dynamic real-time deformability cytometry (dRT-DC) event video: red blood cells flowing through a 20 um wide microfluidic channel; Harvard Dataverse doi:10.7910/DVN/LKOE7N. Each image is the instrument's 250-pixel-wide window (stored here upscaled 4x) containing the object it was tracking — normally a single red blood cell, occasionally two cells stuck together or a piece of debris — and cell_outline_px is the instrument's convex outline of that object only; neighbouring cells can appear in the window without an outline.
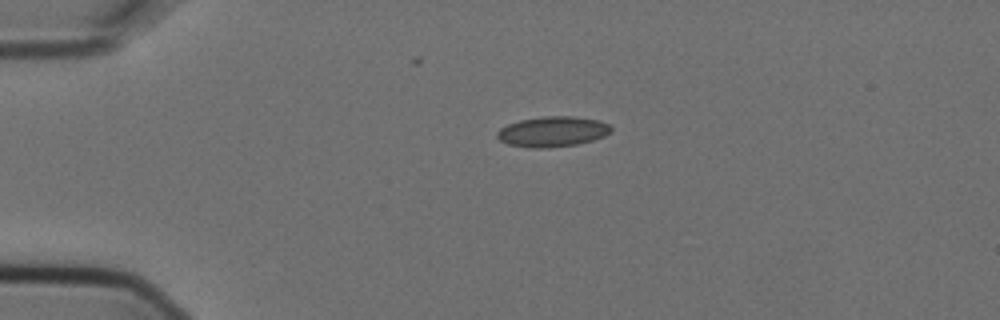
{"species": "Egyptian fruit bat (a non-hibernating species)", "species_latin": "Rousettus aegyptiacus", "temperature_condition": "cold", "stored_images_in_passage": 2, "camera_frame_rate_fps": 3000, "um_per_image_px": 0.085, "animal": {"sex": "female"}, "frame": {"image": 1, "passage_image": 1, "time_ms": 0.0, "image_size_px": [1000, 320], "cell_outline_px": [[612, 132], [604, 136], [592, 140], [576, 144], [548, 148], [528, 148], [508, 144], [500, 140], [496, 136], [496, 132], [500, 128], [508, 124], [520, 120], [544, 116], [576, 116], [596, 120], [608, 124], [612, 128]], "centroid_in_image_um": [46.95, 11.19], "position_along_channel_um": 38.1, "area_um2": 20.17}}